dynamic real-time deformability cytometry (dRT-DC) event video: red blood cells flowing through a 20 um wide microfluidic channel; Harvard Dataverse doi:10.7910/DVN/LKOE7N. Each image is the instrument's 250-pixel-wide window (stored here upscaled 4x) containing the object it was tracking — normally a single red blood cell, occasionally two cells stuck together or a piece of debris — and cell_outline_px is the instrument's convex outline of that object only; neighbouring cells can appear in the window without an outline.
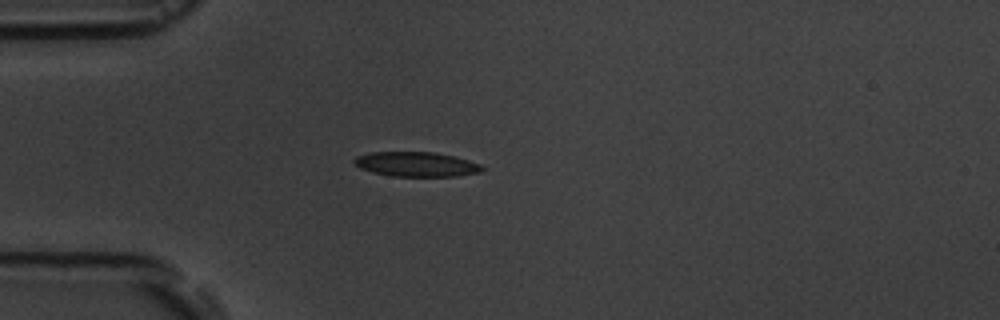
{"species": "common noctule bat (a hibernating species)", "species_latin": "Nyctalus noctula", "temperature_condition": "room temperature", "stored_images_in_passage": 6, "camera_frame_rate_fps": 3000, "um_per_image_px": 0.085, "animal": {"sex": "male", "body_mass_g": 19.5, "forearm_length_mm": 54.6}, "frame": {"image": 1, "passage_image": 5, "time_ms": 4.667, "image_size_px": [1000, 320], "cell_outline_px": [[484, 168], [480, 172], [456, 176], [392, 176], [372, 172], [360, 168], [352, 160], [356, 156], [372, 152], [432, 152], [452, 156], [468, 160], [480, 164]], "centroid_in_image_um": [35.36, 13.96], "position_along_channel_um": 49.6, "area_um2": 18.21}}